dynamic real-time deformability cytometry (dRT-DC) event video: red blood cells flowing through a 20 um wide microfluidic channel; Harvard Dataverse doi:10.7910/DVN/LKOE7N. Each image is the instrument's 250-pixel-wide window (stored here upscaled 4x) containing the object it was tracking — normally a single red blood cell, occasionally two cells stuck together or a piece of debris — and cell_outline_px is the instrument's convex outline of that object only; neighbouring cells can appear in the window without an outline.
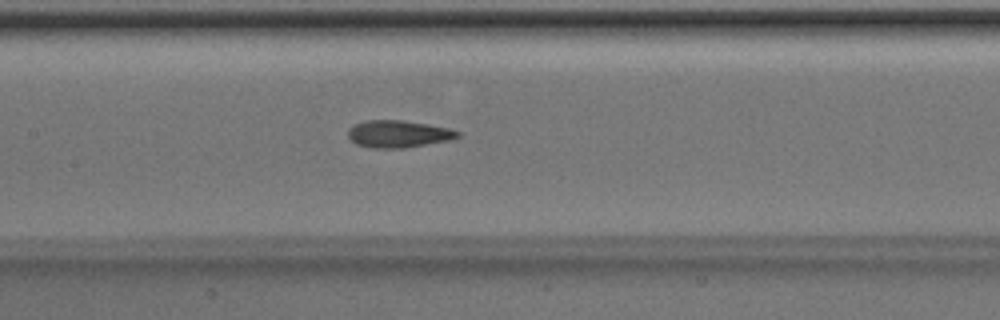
{"species": "Egyptian fruit bat (a non-hibernating species)", "species_latin": "Rousettus aegyptiacus", "temperature_condition": "room temperature", "stored_images_in_passage": 49, "camera_frame_rate_fps": 3000, "um_per_image_px": 0.085, "animal": {"sex": "male"}, "frame": {"image": 1, "passage_image": 24, "time_ms": 7.667, "image_size_px": [1000, 320], "cell_outline_px": [[460, 136], [452, 140], [404, 148], [372, 148], [356, 144], [348, 136], [348, 128], [352, 124], [368, 120], [404, 120], [428, 124], [448, 128], [460, 132]], "centroid_in_image_um": [33.86, 11.38], "position_along_channel_um": 173.5, "area_um2": 17.51}}
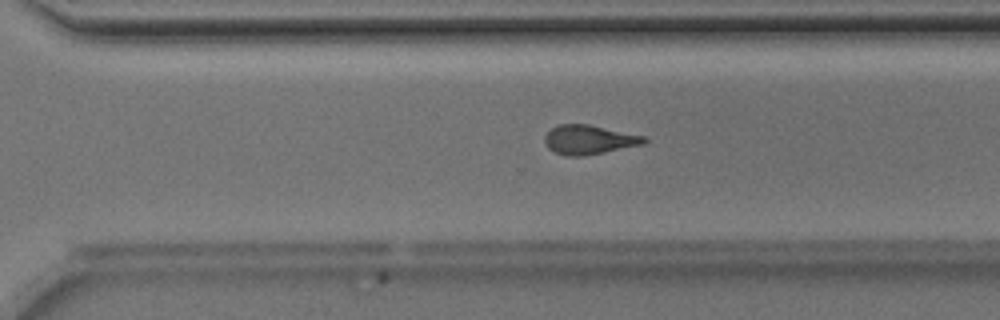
{"frame": {"image": 2, "passage_image": 35, "time_ms": 11.333, "image_size_px": [1000, 320], "cell_outline_px": [[648, 140], [644, 144], [584, 156], [568, 156], [556, 152], [548, 148], [544, 140], [544, 136], [556, 124], [588, 124], [644, 136]], "centroid_in_image_um": [50.05, 11.87], "position_along_channel_um": 320.5, "area_um2": 16.82}}
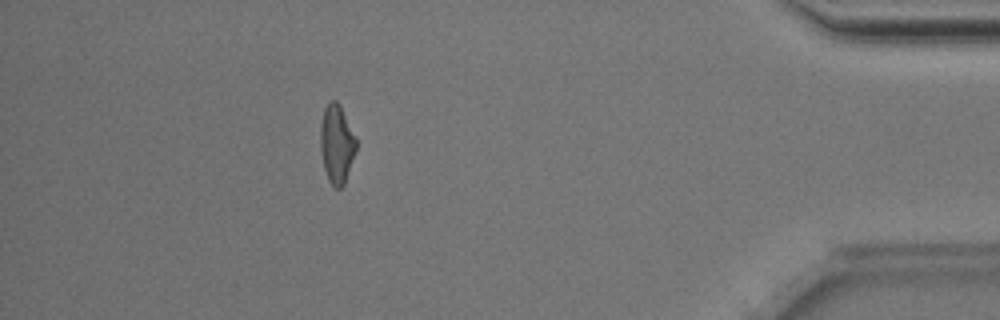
{"frame": {"image": 3, "passage_image": 45, "time_ms": 14.667, "image_size_px": [1000, 320], "cell_outline_px": [[356, 148], [344, 184], [340, 188], [336, 188], [328, 180], [324, 168], [320, 152], [320, 124], [324, 108], [328, 100], [336, 100], [340, 104], [356, 140]], "centroid_in_image_um": [28.58, 12.2], "position_along_channel_um": 406.6, "area_um2": 16.3}, "authors_computed_cell_mechanics": {"area_um2": 17.34, "velocity_mm_per_s": 4.0313, "shape_relaxation_time_tau1_ms": 4.5593, "shape_relaxation_time_tau2_ms": 3.504, "deformation_change_tau1": 0.1612, "deformation_change_tau2": 0.1148}}